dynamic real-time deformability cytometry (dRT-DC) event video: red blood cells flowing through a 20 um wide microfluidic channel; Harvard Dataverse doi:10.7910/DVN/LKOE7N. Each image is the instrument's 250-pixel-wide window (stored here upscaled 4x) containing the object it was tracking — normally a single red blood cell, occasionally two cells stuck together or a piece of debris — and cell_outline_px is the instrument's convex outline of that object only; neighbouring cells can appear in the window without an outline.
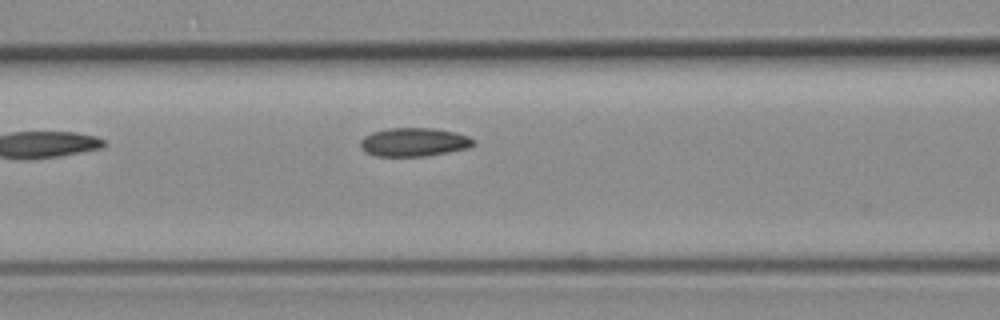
{"species": "common noctule bat (a hibernating species)", "species_latin": "Nyctalus noctula", "temperature_condition": "room temperature", "stored_images_in_passage": 21, "camera_frame_rate_fps": 3000, "um_per_image_px": 0.085, "animal": {"sex": "female", "body_mass_g": 19.3, "forearm_length_mm": 54.1}, "frame": {"image": 1, "passage_image": 13, "time_ms": 4.0, "image_size_px": [1000, 320], "cell_outline_px": [[476, 144], [468, 148], [428, 156], [376, 156], [364, 152], [360, 148], [360, 140], [364, 136], [372, 132], [388, 128], [436, 128], [456, 132], [468, 136], [476, 140]], "centroid_in_image_um": [35.19, 12.08], "position_along_channel_um": 131.4, "area_um2": 19.13}}